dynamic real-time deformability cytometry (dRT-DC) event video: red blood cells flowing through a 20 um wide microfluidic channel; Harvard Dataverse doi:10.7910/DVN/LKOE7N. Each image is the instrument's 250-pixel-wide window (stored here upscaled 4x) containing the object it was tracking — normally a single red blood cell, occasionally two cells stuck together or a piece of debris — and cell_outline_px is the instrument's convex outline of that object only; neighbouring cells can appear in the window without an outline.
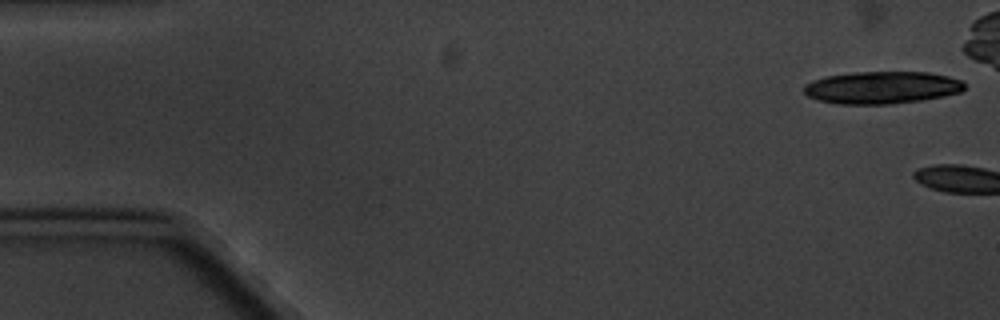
{"species": "common noctule bat (a hibernating species)", "species_latin": "Nyctalus noctula", "temperature_condition": "cold", "stored_images_in_passage": 2, "camera_frame_rate_fps": 3000, "um_per_image_px": 0.085, "animal": {"sex": "male", "body_mass_g": 20.1, "forearm_length_mm": 53.5}, "frame": {"image": 1, "passage_image": 1, "time_ms": 0.0, "image_size_px": [1000, 320], "cell_outline_px": [[964, 88], [960, 92], [944, 96], [920, 100], [892, 104], [836, 104], [816, 100], [808, 96], [804, 92], [804, 84], [812, 80], [824, 76], [852, 72], [928, 72], [948, 76], [964, 80]], "centroid_in_image_um": [74.93, 7.44], "position_along_channel_um": 10.1, "area_um2": 30.58}}